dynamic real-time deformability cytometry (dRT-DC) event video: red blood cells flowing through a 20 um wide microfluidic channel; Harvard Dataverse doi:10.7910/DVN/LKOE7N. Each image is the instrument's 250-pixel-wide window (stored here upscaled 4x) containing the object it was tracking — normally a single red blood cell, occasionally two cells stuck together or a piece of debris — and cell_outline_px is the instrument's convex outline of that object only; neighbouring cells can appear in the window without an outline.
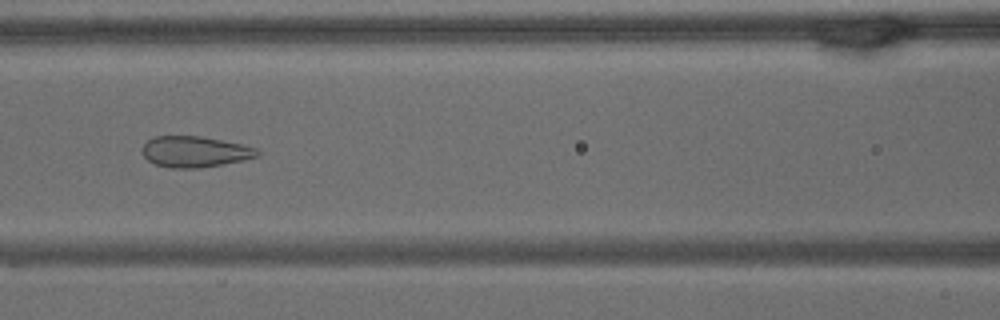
{"species": "common noctule bat (a hibernating species)", "species_latin": "Nyctalus noctula", "temperature_condition": "warm", "stored_images_in_passage": 65, "camera_frame_rate_fps": 3000, "um_per_image_px": 0.085, "animal": {"sex": "male", "body_mass_g": 15.6}, "frame": {"image": 1, "passage_image": 28, "time_ms": 9.0, "image_size_px": [1000, 320], "cell_outline_px": [[260, 156], [244, 160], [200, 168], [168, 168], [156, 164], [148, 160], [140, 152], [140, 148], [152, 136], [200, 136], [240, 144], [256, 148], [260, 152]], "centroid_in_image_um": [16.53, 12.9], "position_along_channel_um": 150.1, "area_um2": 20.87}}
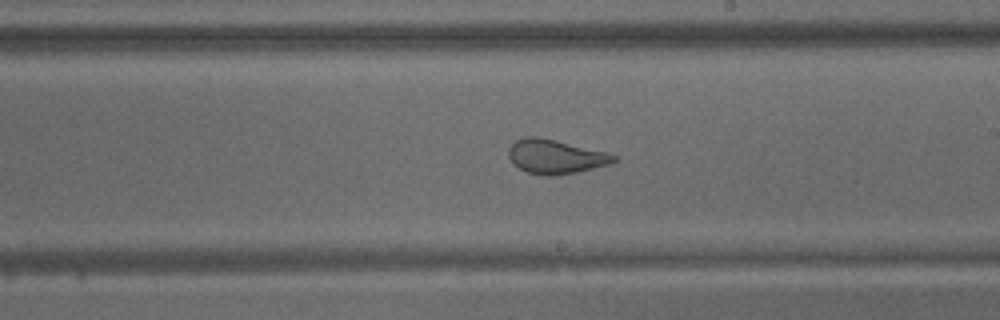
{"frame": {"image": 2, "passage_image": 37, "time_ms": 12.0, "image_size_px": [1000, 320], "cell_outline_px": [[616, 160], [612, 164], [576, 172], [552, 176], [544, 176], [528, 172], [512, 164], [508, 156], [508, 148], [516, 140], [528, 136], [536, 136], [556, 140], [604, 152], [616, 156]], "centroid_in_image_um": [47.18, 13.32], "position_along_channel_um": 241.8, "area_um2": 20.81}}
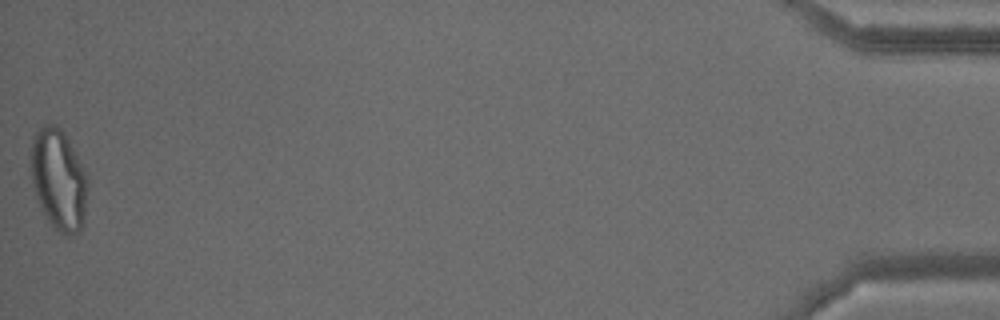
{"frame": {"image": 3, "passage_image": 65, "time_ms": 21.333, "image_size_px": [1000, 320], "cell_outline_px": [[88, 188], [84, 220], [80, 232], [72, 236], [64, 236], [52, 228], [40, 208], [36, 196], [28, 168], [28, 156], [32, 136], [44, 124], [56, 124], [64, 132], [88, 176]], "centroid_in_image_um": [4.95, 15.28], "position_along_channel_um": 430.3, "area_um2": 34.62}, "authors_computed_cell_mechanics": {"area_um2": 28.2064, "velocity_mm_per_s": 3.0699, "shape_relaxation_time_tau1_ms": null, "shape_relaxation_time_tau2_ms": 0.9402, "deformation_change_tau1": null, "deformation_change_tau2": 0.0715}}